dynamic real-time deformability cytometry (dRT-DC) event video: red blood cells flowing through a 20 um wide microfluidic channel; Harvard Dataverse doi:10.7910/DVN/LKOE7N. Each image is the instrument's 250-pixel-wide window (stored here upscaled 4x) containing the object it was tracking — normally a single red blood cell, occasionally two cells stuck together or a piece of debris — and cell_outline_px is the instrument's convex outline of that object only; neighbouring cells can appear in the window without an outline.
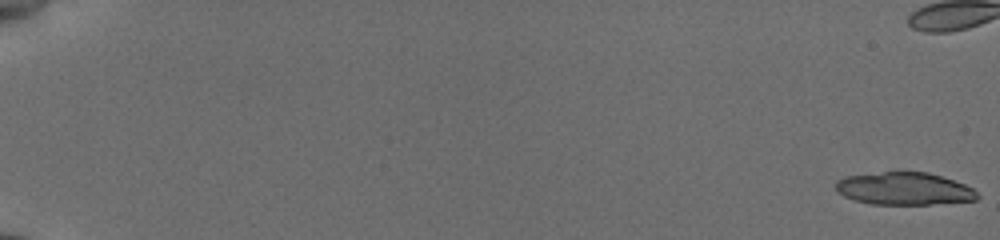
{"species": "common noctule bat (a hibernating species)", "species_latin": "Nyctalus noctula", "temperature_condition": "cold", "stored_images_in_passage": 27, "camera_frame_rate_fps": 3000, "um_per_image_px": 0.085, "animal": {"sex": "female", "body_mass_g": 19.5, "forearm_length_mm": 54.1}, "frame": {"image": 1, "passage_image": 1, "time_ms": 0.0, "image_size_px": [1000, 240], "cell_outline_px": [[980, 196], [976, 200], [928, 204], [872, 204], [856, 200], [844, 196], [836, 192], [836, 180], [844, 176], [884, 172], [928, 172], [964, 184], [972, 188]], "centroid_in_image_um": [76.83, 16.03], "position_along_channel_um": 8.2, "area_um2": 26.65}}